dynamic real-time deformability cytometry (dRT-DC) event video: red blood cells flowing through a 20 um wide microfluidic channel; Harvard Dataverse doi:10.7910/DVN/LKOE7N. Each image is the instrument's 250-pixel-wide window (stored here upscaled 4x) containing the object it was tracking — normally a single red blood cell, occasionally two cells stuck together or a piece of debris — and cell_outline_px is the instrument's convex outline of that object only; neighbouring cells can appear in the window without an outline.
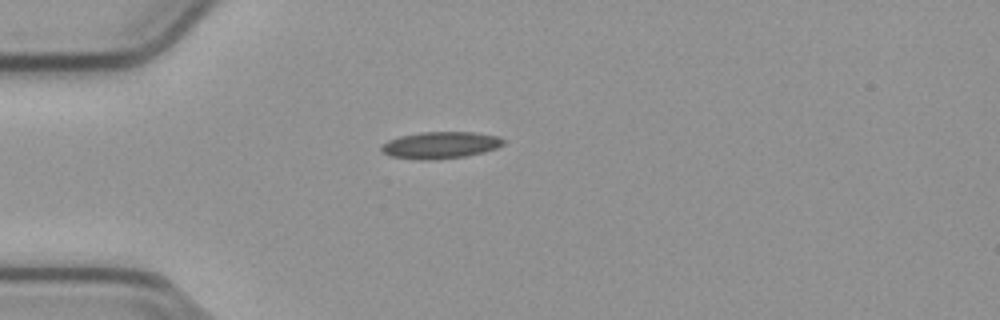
{"species": "common noctule bat (a hibernating species)", "species_latin": "Nyctalus noctula", "temperature_condition": "cold", "stored_images_in_passage": 33, "camera_frame_rate_fps": 3000, "um_per_image_px": 0.085, "animal": {"sex": "male", "body_mass_g": 23.1, "forearm_length_mm": 52.7}, "frame": {"image": 1, "passage_image": 1, "time_ms": 0.0, "image_size_px": [1000, 320], "cell_outline_px": [[504, 144], [496, 148], [484, 152], [464, 156], [392, 156], [384, 152], [380, 148], [388, 140], [400, 136], [420, 132], [472, 132], [496, 136], [504, 140]], "centroid_in_image_um": [37.51, 12.26], "position_along_channel_um": 47.5, "area_um2": 17.63}}
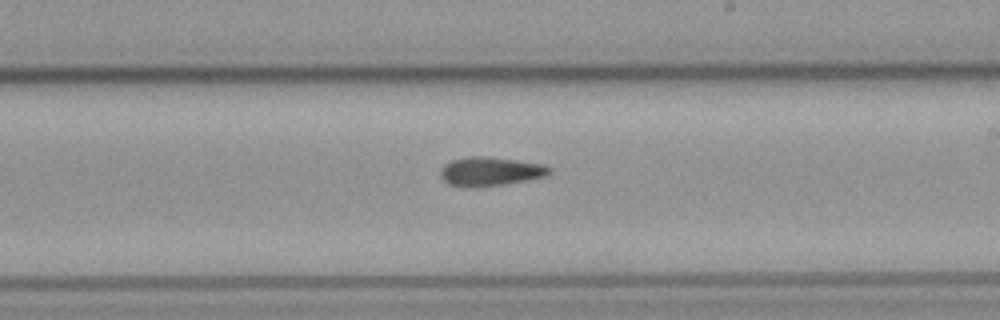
{"frame": {"image": 2, "passage_image": 18, "time_ms": 5.667, "image_size_px": [1000, 320], "cell_outline_px": [[552, 172], [544, 176], [524, 180], [500, 184], [468, 188], [448, 184], [440, 176], [440, 168], [444, 164], [452, 160], [468, 156], [488, 156], [544, 164], [552, 168]], "centroid_in_image_um": [41.64, 14.56], "position_along_channel_um": 247.4, "area_um2": 18.32}}
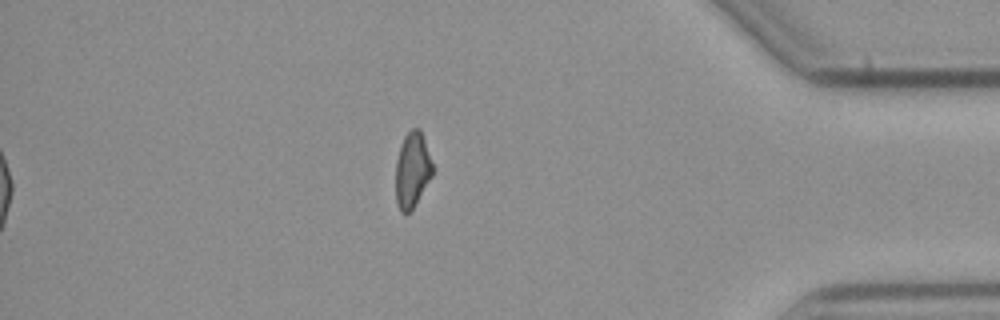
{"frame": {"image": 3, "passage_image": 33, "time_ms": 10.667, "image_size_px": [1000, 320], "cell_outline_px": [[432, 176], [412, 208], [408, 212], [400, 212], [396, 204], [396, 160], [400, 144], [404, 136], [412, 128], [420, 128], [432, 164]], "centroid_in_image_um": [35.01, 14.43], "position_along_channel_um": 400.2, "area_um2": 15.95}, "authors_computed_cell_mechanics": {"area_um2": 17.8602, "velocity_mm_per_s": 3.7986, "shape_relaxation_time_tau1_ms": null, "shape_relaxation_time_tau2_ms": 7.3436, "deformation_change_tau1": null, "deformation_change_tau2": 0.1302}}